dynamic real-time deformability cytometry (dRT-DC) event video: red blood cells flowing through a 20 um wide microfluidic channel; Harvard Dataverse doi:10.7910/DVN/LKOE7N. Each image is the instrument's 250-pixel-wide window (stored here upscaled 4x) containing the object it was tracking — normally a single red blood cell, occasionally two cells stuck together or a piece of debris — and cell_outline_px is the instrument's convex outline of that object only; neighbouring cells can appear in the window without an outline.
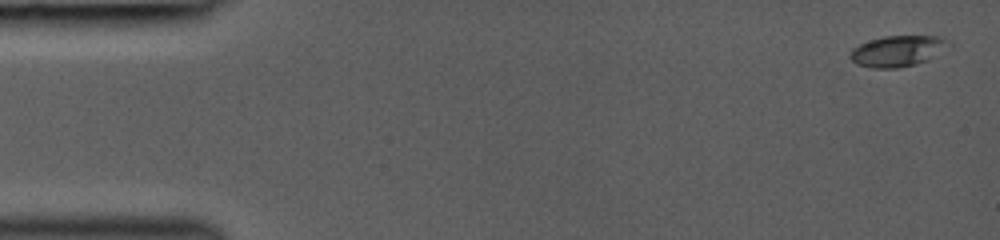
{"species": "common noctule bat (a hibernating species)", "species_latin": "Nyctalus noctula", "temperature_condition": "room temperature", "stored_images_in_passage": 31, "camera_frame_rate_fps": 3000, "um_per_image_px": 0.085, "animal": {"sex": "female", "body_mass_g": 19.0, "forearm_length_mm": 53.3}, "frame": {"image": 1, "passage_image": 1, "time_ms": 0.0, "image_size_px": [1000, 240], "cell_outline_px": [[952, 44], [928, 60], [916, 64], [900, 68], [872, 68], [856, 64], [848, 56], [852, 48], [860, 44], [884, 36], [940, 36], [948, 40]], "centroid_in_image_um": [76.3, 4.34], "position_along_channel_um": 8.7, "area_um2": 17.8}}
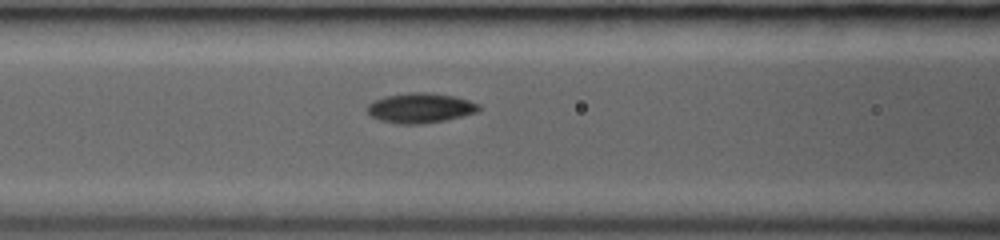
{"frame": {"image": 2, "passage_image": 13, "time_ms": 6.0, "image_size_px": [1000, 240], "cell_outline_px": [[480, 108], [476, 112], [444, 120], [420, 124], [396, 124], [380, 120], [372, 116], [368, 112], [368, 104], [372, 100], [384, 96], [416, 92], [428, 92], [452, 96], [468, 100], [480, 104]], "centroid_in_image_um": [35.69, 9.17], "position_along_channel_um": 130.9, "area_um2": 19.25}}
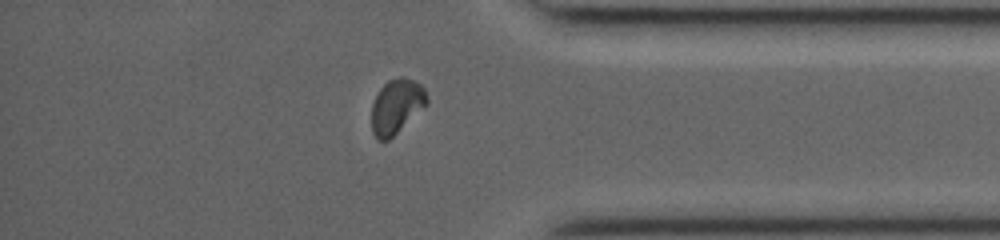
{"frame": {"image": 3, "passage_image": 26, "time_ms": 12.333, "image_size_px": [1000, 240], "cell_outline_px": [[428, 104], [388, 140], [376, 140], [372, 132], [372, 104], [380, 88], [388, 80], [400, 76], [404, 76], [420, 84], [424, 88], [428, 96]], "centroid_in_image_um": [33.7, 9.02], "position_along_channel_um": 401.5, "area_um2": 17.57}}